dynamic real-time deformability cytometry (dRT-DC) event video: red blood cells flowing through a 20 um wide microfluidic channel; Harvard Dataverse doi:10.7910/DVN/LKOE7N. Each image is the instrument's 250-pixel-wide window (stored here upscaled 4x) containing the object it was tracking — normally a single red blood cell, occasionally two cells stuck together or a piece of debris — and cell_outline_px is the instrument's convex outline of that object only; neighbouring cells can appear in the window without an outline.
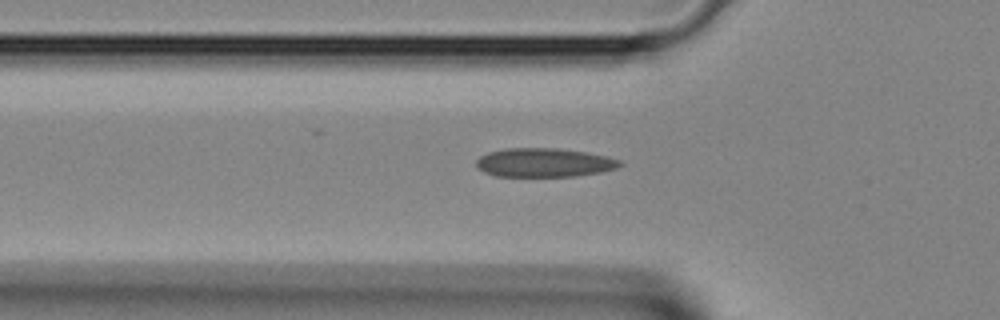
{"species": "Egyptian fruit bat (a non-hibernating species)", "species_latin": "Rousettus aegyptiacus", "temperature_condition": "room temperature", "stored_images_in_passage": 28, "camera_frame_rate_fps": 3000, "um_per_image_px": 0.085, "animal": {"sex": "female"}, "frame": {"image": 1, "passage_image": 4, "time_ms": 1.0, "image_size_px": [1000, 320], "cell_outline_px": [[624, 164], [616, 168], [600, 172], [572, 176], [496, 176], [484, 172], [476, 168], [476, 160], [480, 156], [488, 152], [504, 148], [556, 148], [588, 152], [608, 156], [620, 160]], "centroid_in_image_um": [46.24, 13.81], "position_along_channel_um": 79.6, "area_um2": 24.28}}
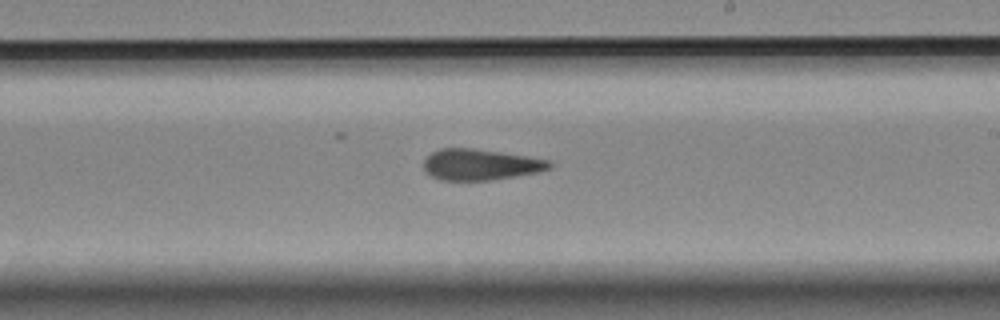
{"frame": {"image": 2, "passage_image": 14, "time_ms": 4.333, "image_size_px": [1000, 320], "cell_outline_px": [[552, 168], [540, 172], [516, 176], [488, 180], [440, 180], [424, 172], [424, 160], [432, 152], [440, 148], [472, 148], [528, 156], [552, 160]], "centroid_in_image_um": [40.86, 13.99], "position_along_channel_um": 248.1, "area_um2": 22.89}}
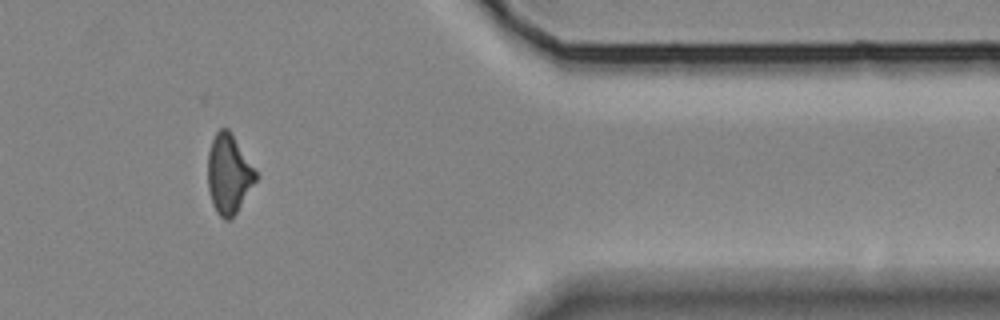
{"frame": {"image": 3, "passage_image": 24, "time_ms": 7.667, "image_size_px": [1000, 320], "cell_outline_px": [[260, 176], [236, 212], [228, 220], [224, 220], [216, 212], [212, 204], [208, 188], [208, 152], [212, 140], [216, 132], [220, 128], [228, 128]], "centroid_in_image_um": [19.45, 14.79], "position_along_channel_um": 392.0, "area_um2": 22.2}}